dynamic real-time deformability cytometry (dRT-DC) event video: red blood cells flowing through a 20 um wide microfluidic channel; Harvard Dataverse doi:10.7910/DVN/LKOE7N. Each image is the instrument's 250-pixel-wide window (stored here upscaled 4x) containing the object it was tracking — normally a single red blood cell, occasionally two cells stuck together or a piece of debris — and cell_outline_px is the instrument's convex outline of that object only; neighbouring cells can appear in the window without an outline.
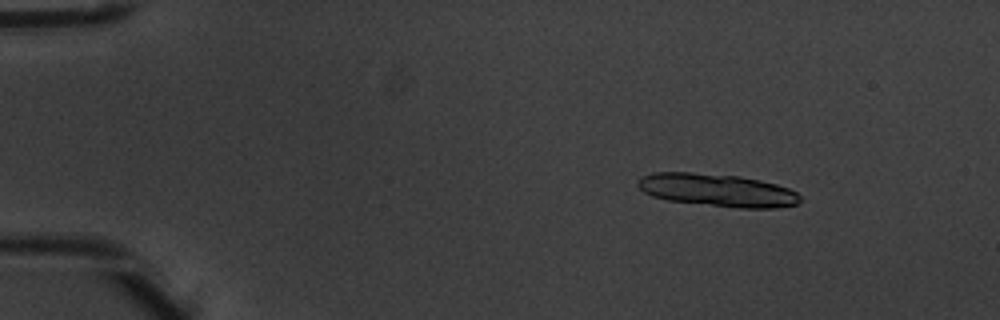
{"species": "common noctule bat (a hibernating species)", "species_latin": "Nyctalus noctula", "temperature_condition": "warm", "stored_images_in_passage": 6, "camera_frame_rate_fps": 3000, "um_per_image_px": 0.085, "animal": {"sex": "male", "body_mass_g": 20.1, "forearm_length_mm": 53.5}, "frame": {"image": 1, "passage_image": 3, "time_ms": 0.667, "image_size_px": [1000, 320], "cell_outline_px": [[800, 200], [796, 204], [776, 208], [740, 208], [668, 200], [652, 196], [644, 192], [636, 184], [636, 180], [640, 176], [652, 172], [692, 172], [740, 176], [760, 180], [776, 184], [788, 188], [796, 192], [800, 196]], "centroid_in_image_um": [60.93, 16.15], "position_along_channel_um": 24.1, "area_um2": 31.04}}